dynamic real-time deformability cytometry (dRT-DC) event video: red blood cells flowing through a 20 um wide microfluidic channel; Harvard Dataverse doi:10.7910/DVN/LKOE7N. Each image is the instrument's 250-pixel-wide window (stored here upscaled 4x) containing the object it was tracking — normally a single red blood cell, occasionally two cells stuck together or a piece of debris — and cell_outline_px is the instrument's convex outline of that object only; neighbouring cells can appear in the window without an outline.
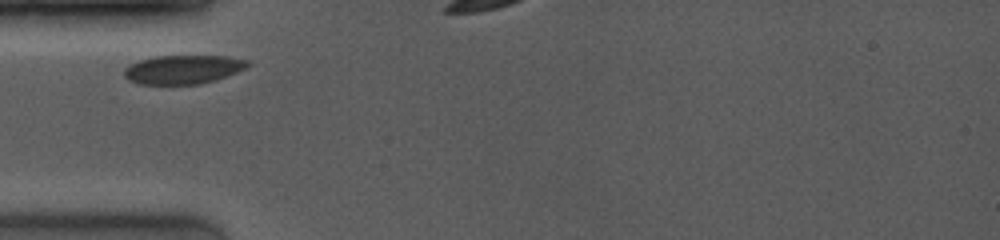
{"species": "common noctule bat (a hibernating species)", "species_latin": "Nyctalus noctula", "temperature_condition": "room temperature", "stored_images_in_passage": 11, "camera_frame_rate_fps": 4000, "um_per_image_px": 0.085, "animal": {"sex": "female", "body_mass_g": 19.0, "forearm_length_mm": 53.3}, "frame": {"image": 1, "passage_image": 1, "time_ms": 0.0, "image_size_px": [1000, 240], "cell_outline_px": [[252, 64], [236, 72], [216, 80], [200, 84], [140, 84], [128, 80], [124, 76], [124, 68], [128, 64], [140, 60], [156, 56], [228, 56], [248, 60]], "centroid_in_image_um": [15.55, 5.9], "position_along_channel_um": 69.5, "area_um2": 20.81}}